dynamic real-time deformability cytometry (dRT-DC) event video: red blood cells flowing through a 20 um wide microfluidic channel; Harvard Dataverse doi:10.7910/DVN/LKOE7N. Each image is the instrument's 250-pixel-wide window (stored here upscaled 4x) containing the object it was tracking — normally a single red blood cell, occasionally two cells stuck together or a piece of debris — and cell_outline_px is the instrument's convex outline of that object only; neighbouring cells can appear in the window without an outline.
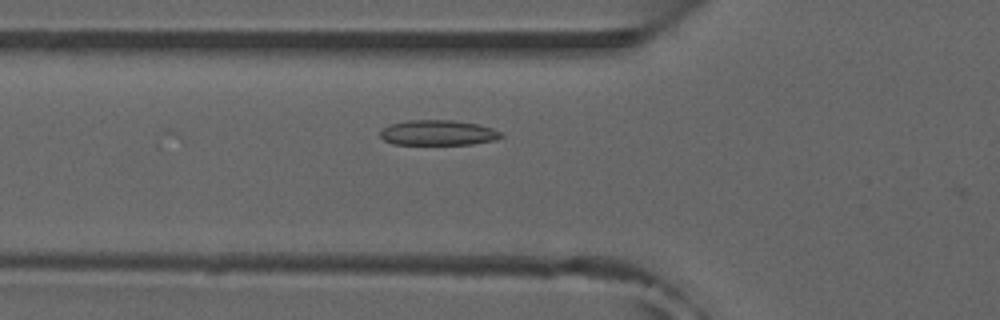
{"species": "common noctule bat (a hibernating species)", "species_latin": "Nyctalus noctula", "temperature_condition": "room temperature", "stored_images_in_passage": 11, "camera_frame_rate_fps": 3000, "um_per_image_px": 0.085, "animal": {"sex": "male", "forearm_length_mm": 52.5}, "frame": {"image": 1, "passage_image": 7, "time_ms": 2.0, "image_size_px": [1000, 320], "cell_outline_px": [[504, 136], [496, 140], [472, 144], [392, 144], [384, 140], [380, 136], [380, 132], [388, 124], [408, 120], [452, 120], [476, 124], [492, 128], [500, 132]], "centroid_in_image_um": [37.22, 11.28], "position_along_channel_um": 88.6, "area_um2": 17.74}}
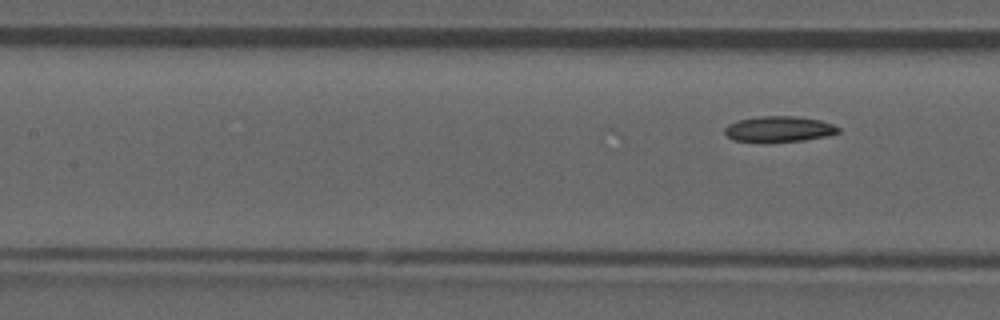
{"frame": {"image": 2, "passage_image": 11, "time_ms": 3.333, "image_size_px": [1000, 320], "cell_outline_px": [[840, 132], [824, 136], [804, 140], [732, 140], [724, 132], [724, 128], [728, 124], [736, 120], [760, 116], [792, 116], [820, 120], [832, 124], [840, 128]], "centroid_in_image_um": [66.2, 10.93], "position_along_channel_um": 141.2, "area_um2": 16.42}}